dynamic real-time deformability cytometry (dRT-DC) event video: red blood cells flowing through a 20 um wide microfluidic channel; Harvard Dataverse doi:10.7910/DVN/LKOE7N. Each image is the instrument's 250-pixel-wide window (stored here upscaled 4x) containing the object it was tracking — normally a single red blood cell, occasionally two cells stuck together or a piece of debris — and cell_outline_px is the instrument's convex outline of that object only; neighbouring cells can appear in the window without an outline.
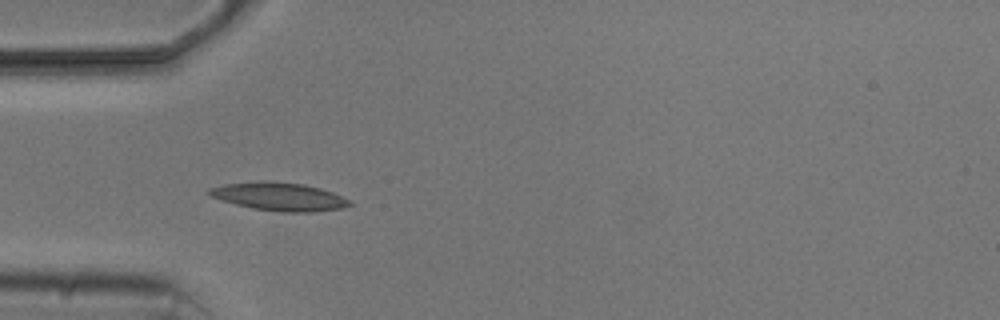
{"species": "common noctule bat (a hibernating species)", "species_latin": "Nyctalus noctula", "temperature_condition": "cold", "stored_images_in_passage": 6, "camera_frame_rate_fps": 3000, "um_per_image_px": 0.085, "animal": {"sex": "male", "body_mass_g": 20.5, "forearm_length_mm": 52.5}, "frame": {"image": 1, "passage_image": 5, "time_ms": 4.667, "image_size_px": [1000, 320], "cell_outline_px": [[352, 204], [340, 208], [312, 212], [284, 212], [252, 208], [236, 204], [212, 196], [208, 192], [208, 188], [224, 184], [264, 180], [304, 184], [320, 188], [332, 192], [348, 200]], "centroid_in_image_um": [23.72, 16.7], "position_along_channel_um": 61.3, "area_um2": 22.72}}
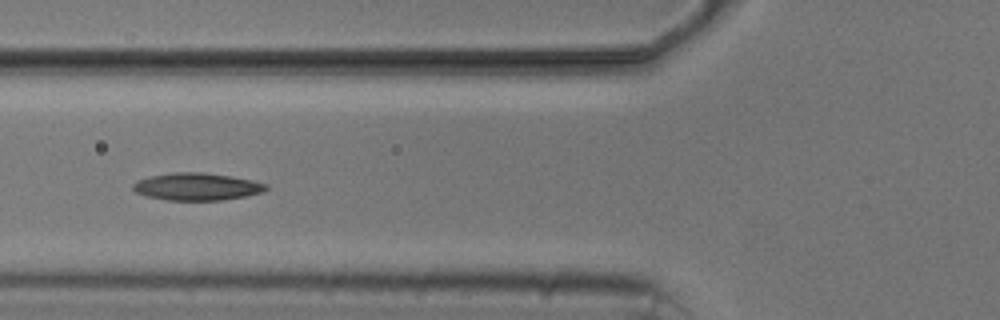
{"frame": {"image": 2, "passage_image": 6, "time_ms": 6.0, "image_size_px": [1000, 320], "cell_outline_px": [[268, 188], [264, 192], [248, 196], [220, 200], [168, 200], [148, 196], [136, 192], [132, 188], [132, 184], [140, 180], [152, 176], [172, 172], [204, 172], [252, 180], [268, 184]], "centroid_in_image_um": [16.78, 15.86], "position_along_channel_um": 109.0, "area_um2": 21.1}}